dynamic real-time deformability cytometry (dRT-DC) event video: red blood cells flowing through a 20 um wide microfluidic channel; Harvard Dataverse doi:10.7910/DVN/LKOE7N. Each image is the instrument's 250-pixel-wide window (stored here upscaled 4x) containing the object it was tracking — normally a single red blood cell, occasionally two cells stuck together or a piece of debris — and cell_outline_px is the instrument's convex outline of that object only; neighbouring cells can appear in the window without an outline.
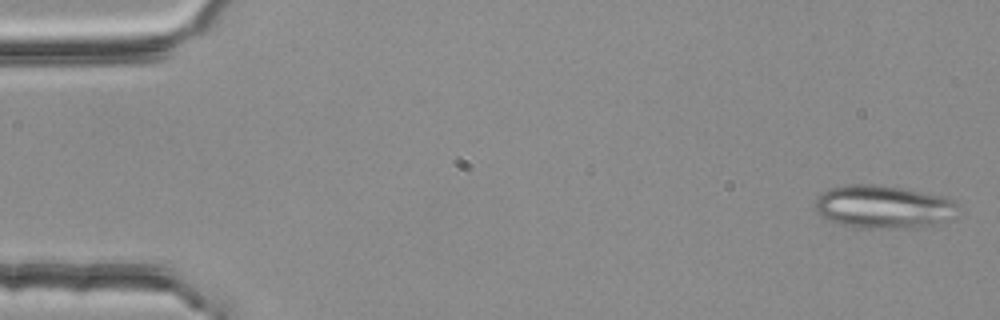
{"species": "common noctule bat (a hibernating species)", "species_latin": "Nyctalus noctula", "temperature_condition": "room temperature", "stored_images_in_passage": 5, "camera_frame_rate_fps": 3000, "um_per_image_px": 0.085, "animal": {"sex": "female", "body_mass_g": 25.1}, "frame": {"image": 1, "passage_image": 1, "time_ms": 0.0, "image_size_px": [1000, 320], "cell_outline_px": [[960, 204], [940, 220], [928, 228], [856, 228], [836, 224], [820, 216], [816, 212], [816, 200], [820, 192], [828, 188], [848, 184], [872, 184], [900, 188], [940, 196], [952, 200]], "centroid_in_image_um": [74.93, 17.59], "position_along_channel_um": 10.1, "area_um2": 35.55}}